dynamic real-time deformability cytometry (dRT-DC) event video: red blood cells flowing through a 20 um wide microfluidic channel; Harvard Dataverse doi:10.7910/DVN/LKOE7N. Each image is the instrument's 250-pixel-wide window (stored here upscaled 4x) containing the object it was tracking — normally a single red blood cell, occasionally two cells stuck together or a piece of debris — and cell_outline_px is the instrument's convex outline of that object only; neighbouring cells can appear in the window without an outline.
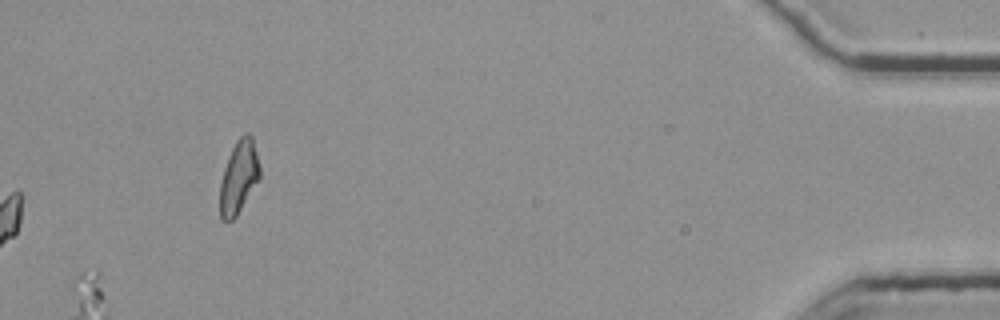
{"species": "common noctule bat (a hibernating species)", "species_latin": "Nyctalus noctula", "temperature_condition": "room temperature", "stored_images_in_passage": 49, "camera_frame_rate_fps": 3000, "um_per_image_px": 0.085, "animal": {"sex": "female", "body_mass_g": 25.1}, "frame": {"image": 1, "passage_image": 49, "time_ms": 16.0, "image_size_px": [1000, 320], "cell_outline_px": [[260, 180], [236, 216], [232, 220], [220, 220], [220, 184], [224, 168], [232, 148], [236, 140], [240, 136], [248, 132], [252, 136], [260, 168]], "centroid_in_image_um": [20.3, 15.05], "position_along_channel_um": 414.9, "area_um2": 16.94}}